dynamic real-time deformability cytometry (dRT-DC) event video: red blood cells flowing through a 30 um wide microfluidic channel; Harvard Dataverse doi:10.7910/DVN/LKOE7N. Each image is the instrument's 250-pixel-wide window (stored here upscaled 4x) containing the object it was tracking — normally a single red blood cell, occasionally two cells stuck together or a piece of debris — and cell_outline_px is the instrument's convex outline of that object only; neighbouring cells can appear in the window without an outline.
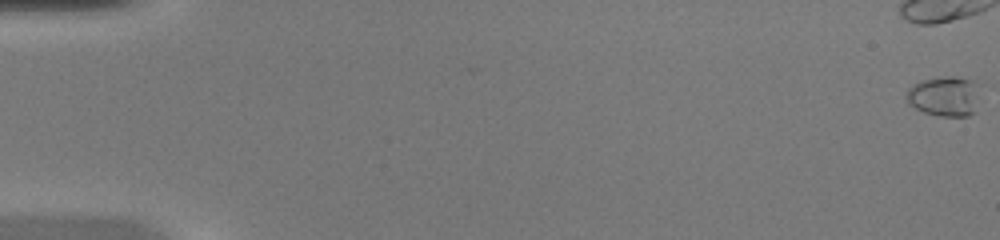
{"species": "common noctule bat (a hibernating species)", "species_latin": "Nyctalus noctula", "temperature_condition": "warm", "stored_images_in_passage": 50, "camera_frame_rate_fps": 3000, "um_per_image_px": 0.085, "animal": {"sex": "female", "body_mass_g": 20.0, "forearm_length_mm": 54.0}, "frame": {"image": 1, "passage_image": 1, "time_ms": 0.0, "image_size_px": [1000, 240], "cell_outline_px": [[980, 84], [976, 112], [968, 116], [940, 116], [924, 112], [908, 104], [908, 88], [912, 84], [924, 80], [944, 76], [956, 76], [972, 80]], "centroid_in_image_um": [80.34, 8.17], "position_along_channel_um": 4.7, "area_um2": 17.34}}